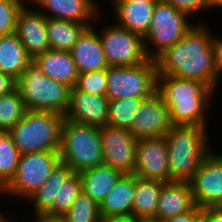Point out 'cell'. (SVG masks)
<instances>
[{"mask_svg":"<svg viewBox=\"0 0 222 222\" xmlns=\"http://www.w3.org/2000/svg\"><path fill=\"white\" fill-rule=\"evenodd\" d=\"M32 59L14 32L0 36V71L17 80Z\"/></svg>","mask_w":222,"mask_h":222,"instance_id":"cell-25","label":"cell"},{"mask_svg":"<svg viewBox=\"0 0 222 222\" xmlns=\"http://www.w3.org/2000/svg\"><path fill=\"white\" fill-rule=\"evenodd\" d=\"M82 191L79 173L64 162L59 161L53 168L50 177L25 203L31 204V214L46 213L63 216Z\"/></svg>","mask_w":222,"mask_h":222,"instance_id":"cell-5","label":"cell"},{"mask_svg":"<svg viewBox=\"0 0 222 222\" xmlns=\"http://www.w3.org/2000/svg\"><path fill=\"white\" fill-rule=\"evenodd\" d=\"M50 79L75 87L79 73L70 51L48 50L32 60Z\"/></svg>","mask_w":222,"mask_h":222,"instance_id":"cell-22","label":"cell"},{"mask_svg":"<svg viewBox=\"0 0 222 222\" xmlns=\"http://www.w3.org/2000/svg\"><path fill=\"white\" fill-rule=\"evenodd\" d=\"M157 65L153 59L135 66L107 68L106 97L109 101L121 98L145 99L156 92Z\"/></svg>","mask_w":222,"mask_h":222,"instance_id":"cell-10","label":"cell"},{"mask_svg":"<svg viewBox=\"0 0 222 222\" xmlns=\"http://www.w3.org/2000/svg\"><path fill=\"white\" fill-rule=\"evenodd\" d=\"M100 222H136L133 216H101Z\"/></svg>","mask_w":222,"mask_h":222,"instance_id":"cell-40","label":"cell"},{"mask_svg":"<svg viewBox=\"0 0 222 222\" xmlns=\"http://www.w3.org/2000/svg\"><path fill=\"white\" fill-rule=\"evenodd\" d=\"M208 128L174 125L164 136L169 160L170 182L189 181L213 149ZM211 140V141H210Z\"/></svg>","mask_w":222,"mask_h":222,"instance_id":"cell-3","label":"cell"},{"mask_svg":"<svg viewBox=\"0 0 222 222\" xmlns=\"http://www.w3.org/2000/svg\"><path fill=\"white\" fill-rule=\"evenodd\" d=\"M133 174L142 179L170 182L168 151L164 137L138 140Z\"/></svg>","mask_w":222,"mask_h":222,"instance_id":"cell-15","label":"cell"},{"mask_svg":"<svg viewBox=\"0 0 222 222\" xmlns=\"http://www.w3.org/2000/svg\"><path fill=\"white\" fill-rule=\"evenodd\" d=\"M60 161L59 151H39L20 155L14 178L0 192L3 198L17 197L26 201L46 183L53 168ZM3 194V195H2Z\"/></svg>","mask_w":222,"mask_h":222,"instance_id":"cell-8","label":"cell"},{"mask_svg":"<svg viewBox=\"0 0 222 222\" xmlns=\"http://www.w3.org/2000/svg\"><path fill=\"white\" fill-rule=\"evenodd\" d=\"M97 28L108 66H135L149 58L144 48V38L130 32L115 22ZM105 24V25H104ZM100 29V30H99Z\"/></svg>","mask_w":222,"mask_h":222,"instance_id":"cell-11","label":"cell"},{"mask_svg":"<svg viewBox=\"0 0 222 222\" xmlns=\"http://www.w3.org/2000/svg\"><path fill=\"white\" fill-rule=\"evenodd\" d=\"M60 161L74 173L103 164V152L98 127L65 119L61 129Z\"/></svg>","mask_w":222,"mask_h":222,"instance_id":"cell-7","label":"cell"},{"mask_svg":"<svg viewBox=\"0 0 222 222\" xmlns=\"http://www.w3.org/2000/svg\"><path fill=\"white\" fill-rule=\"evenodd\" d=\"M26 0H0V36L16 30V19Z\"/></svg>","mask_w":222,"mask_h":222,"instance_id":"cell-33","label":"cell"},{"mask_svg":"<svg viewBox=\"0 0 222 222\" xmlns=\"http://www.w3.org/2000/svg\"><path fill=\"white\" fill-rule=\"evenodd\" d=\"M173 126L169 107L154 92L141 100L129 131L137 140L149 139L164 137Z\"/></svg>","mask_w":222,"mask_h":222,"instance_id":"cell-14","label":"cell"},{"mask_svg":"<svg viewBox=\"0 0 222 222\" xmlns=\"http://www.w3.org/2000/svg\"><path fill=\"white\" fill-rule=\"evenodd\" d=\"M136 222H160V220L154 217H148V218H136Z\"/></svg>","mask_w":222,"mask_h":222,"instance_id":"cell-43","label":"cell"},{"mask_svg":"<svg viewBox=\"0 0 222 222\" xmlns=\"http://www.w3.org/2000/svg\"><path fill=\"white\" fill-rule=\"evenodd\" d=\"M166 4L171 5L176 10L187 14L190 18H194L197 14L209 13L211 10L209 0H163ZM194 16V17H193Z\"/></svg>","mask_w":222,"mask_h":222,"instance_id":"cell-34","label":"cell"},{"mask_svg":"<svg viewBox=\"0 0 222 222\" xmlns=\"http://www.w3.org/2000/svg\"><path fill=\"white\" fill-rule=\"evenodd\" d=\"M19 220L20 219H16V217H15V219L12 217L10 220H9V222H19ZM20 222H22V220L20 221Z\"/></svg>","mask_w":222,"mask_h":222,"instance_id":"cell-45","label":"cell"},{"mask_svg":"<svg viewBox=\"0 0 222 222\" xmlns=\"http://www.w3.org/2000/svg\"><path fill=\"white\" fill-rule=\"evenodd\" d=\"M105 13L106 11L101 12L97 16L94 22L95 25L87 27L70 50L79 74L104 70L109 67L105 59L100 36L96 29L98 27L96 25L98 23L102 24L100 22L102 19V21L105 20L103 17Z\"/></svg>","mask_w":222,"mask_h":222,"instance_id":"cell-19","label":"cell"},{"mask_svg":"<svg viewBox=\"0 0 222 222\" xmlns=\"http://www.w3.org/2000/svg\"><path fill=\"white\" fill-rule=\"evenodd\" d=\"M198 19L183 38L155 59L157 75L200 81L217 92L219 90L216 86V67L212 47L215 33L211 30L210 24Z\"/></svg>","mask_w":222,"mask_h":222,"instance_id":"cell-1","label":"cell"},{"mask_svg":"<svg viewBox=\"0 0 222 222\" xmlns=\"http://www.w3.org/2000/svg\"><path fill=\"white\" fill-rule=\"evenodd\" d=\"M27 112L25 103L15 88L10 93L0 97V131L8 132Z\"/></svg>","mask_w":222,"mask_h":222,"instance_id":"cell-29","label":"cell"},{"mask_svg":"<svg viewBox=\"0 0 222 222\" xmlns=\"http://www.w3.org/2000/svg\"><path fill=\"white\" fill-rule=\"evenodd\" d=\"M109 100L106 96L70 90L69 106L64 118L93 127L108 125Z\"/></svg>","mask_w":222,"mask_h":222,"instance_id":"cell-18","label":"cell"},{"mask_svg":"<svg viewBox=\"0 0 222 222\" xmlns=\"http://www.w3.org/2000/svg\"><path fill=\"white\" fill-rule=\"evenodd\" d=\"M107 69L79 74L75 88L81 92L106 96Z\"/></svg>","mask_w":222,"mask_h":222,"instance_id":"cell-32","label":"cell"},{"mask_svg":"<svg viewBox=\"0 0 222 222\" xmlns=\"http://www.w3.org/2000/svg\"><path fill=\"white\" fill-rule=\"evenodd\" d=\"M187 14L176 10L163 0L156 3L144 48L149 59L155 60L167 48L183 38L195 25Z\"/></svg>","mask_w":222,"mask_h":222,"instance_id":"cell-9","label":"cell"},{"mask_svg":"<svg viewBox=\"0 0 222 222\" xmlns=\"http://www.w3.org/2000/svg\"><path fill=\"white\" fill-rule=\"evenodd\" d=\"M199 220L200 207L195 206L190 212L160 220V222H199Z\"/></svg>","mask_w":222,"mask_h":222,"instance_id":"cell-37","label":"cell"},{"mask_svg":"<svg viewBox=\"0 0 222 222\" xmlns=\"http://www.w3.org/2000/svg\"><path fill=\"white\" fill-rule=\"evenodd\" d=\"M196 206L187 181L163 183L155 217L164 220L190 212Z\"/></svg>","mask_w":222,"mask_h":222,"instance_id":"cell-20","label":"cell"},{"mask_svg":"<svg viewBox=\"0 0 222 222\" xmlns=\"http://www.w3.org/2000/svg\"><path fill=\"white\" fill-rule=\"evenodd\" d=\"M118 1H134V2H142V3H159L162 0H118Z\"/></svg>","mask_w":222,"mask_h":222,"instance_id":"cell-44","label":"cell"},{"mask_svg":"<svg viewBox=\"0 0 222 222\" xmlns=\"http://www.w3.org/2000/svg\"><path fill=\"white\" fill-rule=\"evenodd\" d=\"M156 92L169 107L174 125L209 128L210 122L207 119L210 113L207 111H210L209 108L214 103L216 92L207 84L174 76L157 75Z\"/></svg>","mask_w":222,"mask_h":222,"instance_id":"cell-2","label":"cell"},{"mask_svg":"<svg viewBox=\"0 0 222 222\" xmlns=\"http://www.w3.org/2000/svg\"><path fill=\"white\" fill-rule=\"evenodd\" d=\"M46 26L47 18L26 1L17 14L15 33L32 60L51 49Z\"/></svg>","mask_w":222,"mask_h":222,"instance_id":"cell-16","label":"cell"},{"mask_svg":"<svg viewBox=\"0 0 222 222\" xmlns=\"http://www.w3.org/2000/svg\"><path fill=\"white\" fill-rule=\"evenodd\" d=\"M32 217V222H66L63 216H53V215H48L46 213H37V214H31ZM22 222H27L23 220ZM30 222V221H28Z\"/></svg>","mask_w":222,"mask_h":222,"instance_id":"cell-39","label":"cell"},{"mask_svg":"<svg viewBox=\"0 0 222 222\" xmlns=\"http://www.w3.org/2000/svg\"><path fill=\"white\" fill-rule=\"evenodd\" d=\"M99 130L103 164L123 174H133L138 140L127 129L106 125Z\"/></svg>","mask_w":222,"mask_h":222,"instance_id":"cell-13","label":"cell"},{"mask_svg":"<svg viewBox=\"0 0 222 222\" xmlns=\"http://www.w3.org/2000/svg\"><path fill=\"white\" fill-rule=\"evenodd\" d=\"M63 217L66 222H100V205L81 191Z\"/></svg>","mask_w":222,"mask_h":222,"instance_id":"cell-31","label":"cell"},{"mask_svg":"<svg viewBox=\"0 0 222 222\" xmlns=\"http://www.w3.org/2000/svg\"><path fill=\"white\" fill-rule=\"evenodd\" d=\"M64 120L55 112L27 110L8 132L20 154L59 151Z\"/></svg>","mask_w":222,"mask_h":222,"instance_id":"cell-4","label":"cell"},{"mask_svg":"<svg viewBox=\"0 0 222 222\" xmlns=\"http://www.w3.org/2000/svg\"><path fill=\"white\" fill-rule=\"evenodd\" d=\"M163 182L142 179L135 175V191L132 204L134 218L155 217Z\"/></svg>","mask_w":222,"mask_h":222,"instance_id":"cell-26","label":"cell"},{"mask_svg":"<svg viewBox=\"0 0 222 222\" xmlns=\"http://www.w3.org/2000/svg\"><path fill=\"white\" fill-rule=\"evenodd\" d=\"M2 210H0V222H9V220L13 217V216H11L10 214H11V212L10 213H8V211L5 213V212H3ZM7 214V215H6ZM8 214L10 215V216H8ZM7 216V217H6Z\"/></svg>","mask_w":222,"mask_h":222,"instance_id":"cell-42","label":"cell"},{"mask_svg":"<svg viewBox=\"0 0 222 222\" xmlns=\"http://www.w3.org/2000/svg\"><path fill=\"white\" fill-rule=\"evenodd\" d=\"M142 99L121 98L109 101L108 125L130 130Z\"/></svg>","mask_w":222,"mask_h":222,"instance_id":"cell-30","label":"cell"},{"mask_svg":"<svg viewBox=\"0 0 222 222\" xmlns=\"http://www.w3.org/2000/svg\"><path fill=\"white\" fill-rule=\"evenodd\" d=\"M155 5L156 3L117 1L110 5L109 10L113 11V20L117 25L144 38L150 30Z\"/></svg>","mask_w":222,"mask_h":222,"instance_id":"cell-21","label":"cell"},{"mask_svg":"<svg viewBox=\"0 0 222 222\" xmlns=\"http://www.w3.org/2000/svg\"><path fill=\"white\" fill-rule=\"evenodd\" d=\"M118 0H111V4L113 5L114 3H116Z\"/></svg>","mask_w":222,"mask_h":222,"instance_id":"cell-46","label":"cell"},{"mask_svg":"<svg viewBox=\"0 0 222 222\" xmlns=\"http://www.w3.org/2000/svg\"><path fill=\"white\" fill-rule=\"evenodd\" d=\"M27 110L50 111L64 115L71 88L46 76L32 61L16 80Z\"/></svg>","mask_w":222,"mask_h":222,"instance_id":"cell-6","label":"cell"},{"mask_svg":"<svg viewBox=\"0 0 222 222\" xmlns=\"http://www.w3.org/2000/svg\"><path fill=\"white\" fill-rule=\"evenodd\" d=\"M122 175L121 171L105 164L86 169L79 173L82 191L100 205Z\"/></svg>","mask_w":222,"mask_h":222,"instance_id":"cell-23","label":"cell"},{"mask_svg":"<svg viewBox=\"0 0 222 222\" xmlns=\"http://www.w3.org/2000/svg\"><path fill=\"white\" fill-rule=\"evenodd\" d=\"M100 0H30L46 18L67 20L81 24H94L104 12Z\"/></svg>","mask_w":222,"mask_h":222,"instance_id":"cell-17","label":"cell"},{"mask_svg":"<svg viewBox=\"0 0 222 222\" xmlns=\"http://www.w3.org/2000/svg\"><path fill=\"white\" fill-rule=\"evenodd\" d=\"M20 155L9 132L0 131V192L14 178Z\"/></svg>","mask_w":222,"mask_h":222,"instance_id":"cell-28","label":"cell"},{"mask_svg":"<svg viewBox=\"0 0 222 222\" xmlns=\"http://www.w3.org/2000/svg\"><path fill=\"white\" fill-rule=\"evenodd\" d=\"M199 222H222V206L200 208Z\"/></svg>","mask_w":222,"mask_h":222,"instance_id":"cell-36","label":"cell"},{"mask_svg":"<svg viewBox=\"0 0 222 222\" xmlns=\"http://www.w3.org/2000/svg\"><path fill=\"white\" fill-rule=\"evenodd\" d=\"M215 34L212 40L214 49V59L216 67V86L219 88L220 79L222 78V37Z\"/></svg>","mask_w":222,"mask_h":222,"instance_id":"cell-35","label":"cell"},{"mask_svg":"<svg viewBox=\"0 0 222 222\" xmlns=\"http://www.w3.org/2000/svg\"><path fill=\"white\" fill-rule=\"evenodd\" d=\"M16 88V80L10 75L0 71V97L6 95Z\"/></svg>","mask_w":222,"mask_h":222,"instance_id":"cell-38","label":"cell"},{"mask_svg":"<svg viewBox=\"0 0 222 222\" xmlns=\"http://www.w3.org/2000/svg\"><path fill=\"white\" fill-rule=\"evenodd\" d=\"M135 175L123 174L100 204L101 216H132Z\"/></svg>","mask_w":222,"mask_h":222,"instance_id":"cell-24","label":"cell"},{"mask_svg":"<svg viewBox=\"0 0 222 222\" xmlns=\"http://www.w3.org/2000/svg\"><path fill=\"white\" fill-rule=\"evenodd\" d=\"M209 4L211 7V11H216V9H220V11H222V0H209Z\"/></svg>","mask_w":222,"mask_h":222,"instance_id":"cell-41","label":"cell"},{"mask_svg":"<svg viewBox=\"0 0 222 222\" xmlns=\"http://www.w3.org/2000/svg\"><path fill=\"white\" fill-rule=\"evenodd\" d=\"M196 206H222V151H211L188 181Z\"/></svg>","mask_w":222,"mask_h":222,"instance_id":"cell-12","label":"cell"},{"mask_svg":"<svg viewBox=\"0 0 222 222\" xmlns=\"http://www.w3.org/2000/svg\"><path fill=\"white\" fill-rule=\"evenodd\" d=\"M93 24L47 18V35L52 50L70 51L84 30Z\"/></svg>","mask_w":222,"mask_h":222,"instance_id":"cell-27","label":"cell"}]
</instances>
